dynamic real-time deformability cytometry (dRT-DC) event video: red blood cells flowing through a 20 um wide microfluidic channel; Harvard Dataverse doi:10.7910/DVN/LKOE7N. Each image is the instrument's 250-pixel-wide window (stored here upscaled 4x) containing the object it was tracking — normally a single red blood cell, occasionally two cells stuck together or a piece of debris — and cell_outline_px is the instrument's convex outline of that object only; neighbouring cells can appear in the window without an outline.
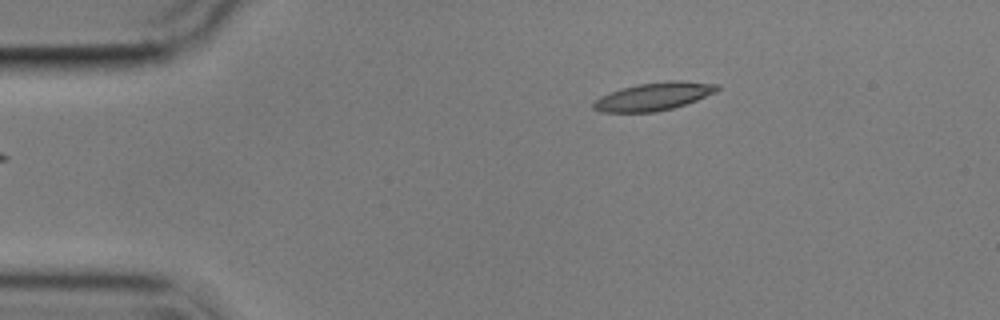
{"species": "common noctule bat (a hibernating species)", "species_latin": "Nyctalus noctula", "temperature_condition": "cold", "stored_images_in_passage": 47, "camera_frame_rate_fps": 3000, "um_per_image_px": 0.085, "animal": {"sex": "male", "body_mass_g": 17.9}, "frame": {"image": 1, "passage_image": 1, "time_ms": 0.0, "image_size_px": [1000, 320], "cell_outline_px": [[720, 88], [716, 92], [696, 100], [672, 108], [656, 112], [600, 112], [592, 108], [592, 104], [600, 96], [620, 88], [636, 84], [672, 80], [680, 80], [720, 84]], "centroid_in_image_um": [55.56, 8.19], "position_along_channel_um": 29.4, "area_um2": 20.23}}
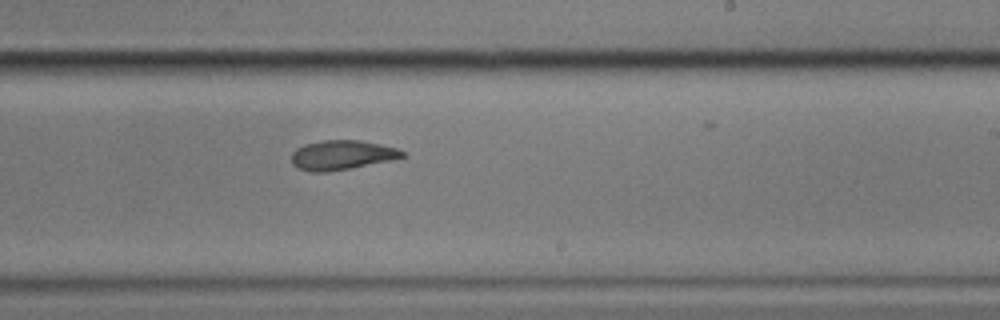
{"frame": {"image": 2, "passage_image": 25, "time_ms": 8.0, "image_size_px": [1000, 320], "cell_outline_px": [[408, 156], [392, 160], [352, 168], [328, 172], [308, 172], [292, 164], [292, 152], [296, 148], [304, 144], [324, 140], [360, 140], [380, 144], [396, 148], [404, 152]], "centroid_in_image_um": [29.07, 13.18], "position_along_channel_um": 259.9, "area_um2": 19.19}}
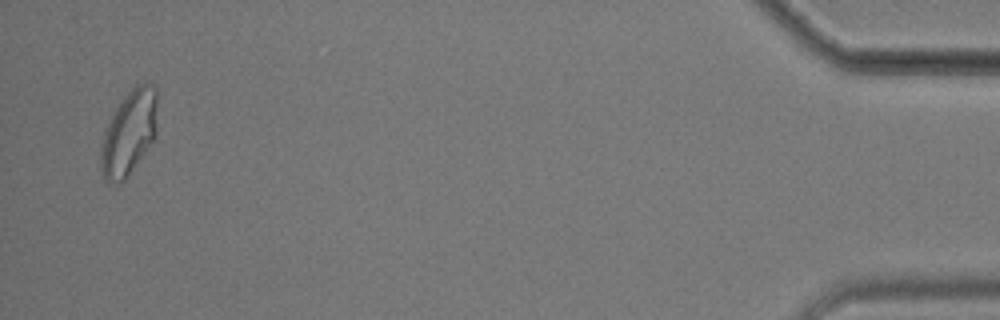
{"frame": {"image": 3, "passage_image": 46, "time_ms": 15.0, "image_size_px": [1000, 320], "cell_outline_px": [[156, 132], [152, 140], [124, 180], [120, 184], [108, 180], [104, 176], [100, 168], [100, 152], [104, 132], [116, 108], [128, 92], [136, 84], [148, 84], [156, 88]], "centroid_in_image_um": [10.95, 11.28], "position_along_channel_um": 424.3, "area_um2": 26.93}, "authors_computed_cell_mechanics": {"area_um2": 19.5364, "velocity_mm_per_s": 3.5367, "shape_relaxation_time_tau1_ms": 6.444, "shape_relaxation_time_tau2_ms": 3.1346, "deformation_change_tau1": 0.1852, "deformation_change_tau2": 0.0938}}